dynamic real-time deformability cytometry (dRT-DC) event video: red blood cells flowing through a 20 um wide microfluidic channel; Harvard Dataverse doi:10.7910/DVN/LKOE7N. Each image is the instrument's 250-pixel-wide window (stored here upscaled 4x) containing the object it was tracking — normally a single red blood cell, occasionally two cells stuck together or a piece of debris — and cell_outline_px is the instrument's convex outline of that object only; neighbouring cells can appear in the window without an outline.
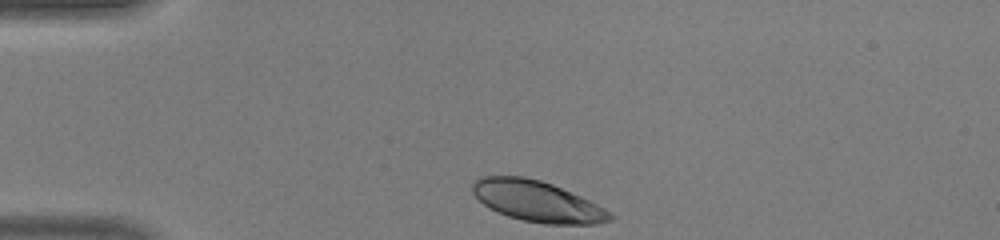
{"species": "human", "species_latin": "Homo sapiens", "temperature_condition": "warm", "stored_images_in_passage": 29, "camera_frame_rate_fps": 3000, "um_per_image_px": 0.085, "donor": {"sex": "male"}, "frame": {"image": 1, "passage_image": 1, "time_ms": 0.0, "image_size_px": [1000, 240], "cell_outline_px": [[616, 216], [612, 220], [596, 224], [544, 224], [524, 220], [508, 216], [484, 204], [472, 192], [472, 180], [480, 176], [524, 176], [540, 180], [552, 184], [580, 196], [604, 208]], "centroid_in_image_um": [45.67, 17.1], "position_along_channel_um": 39.3, "area_um2": 32.54}}
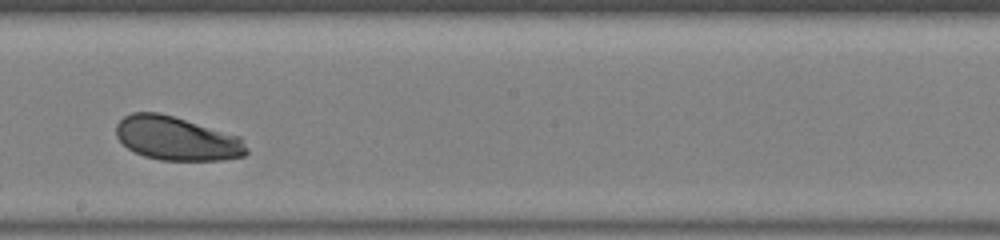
{"frame": {"image": 2, "passage_image": 17, "time_ms": 5.333, "image_size_px": [1000, 240], "cell_outline_px": [[248, 152], [244, 156], [224, 160], [160, 160], [144, 156], [128, 148], [116, 136], [116, 124], [124, 116], [132, 112], [160, 112], [240, 136], [248, 148]], "centroid_in_image_um": [15.03, 11.77], "position_along_channel_um": 233.2, "area_um2": 33.35}}
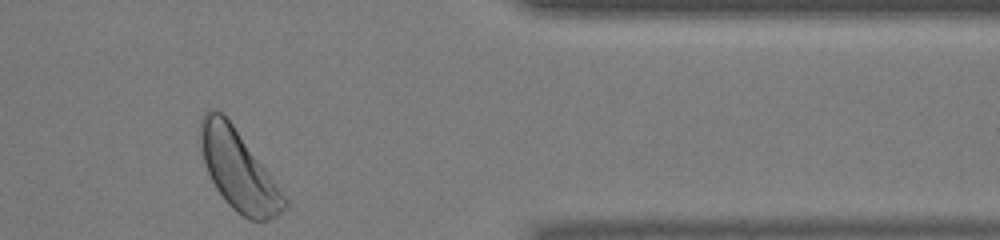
{"frame": {"image": 3, "passage_image": 29, "time_ms": 9.333, "image_size_px": [1000, 240], "cell_outline_px": [[288, 204], [276, 216], [268, 220], [252, 220], [236, 212], [224, 200], [216, 188], [204, 164], [200, 140], [200, 120], [204, 112], [208, 108], [216, 108], [232, 124], [288, 200]], "centroid_in_image_um": [20.22, 14.45], "position_along_channel_um": 391.2, "area_um2": 38.21}, "authors_computed_cell_mechanics": {"area_um2": 33.8708, "velocity_mm_per_s": 4.4177, "shape_relaxation_time_tau1_ms": 1.2506, "shape_relaxation_time_tau2_ms": null, "deformation_change_tau1": 0.0931, "deformation_change_tau2": null}}